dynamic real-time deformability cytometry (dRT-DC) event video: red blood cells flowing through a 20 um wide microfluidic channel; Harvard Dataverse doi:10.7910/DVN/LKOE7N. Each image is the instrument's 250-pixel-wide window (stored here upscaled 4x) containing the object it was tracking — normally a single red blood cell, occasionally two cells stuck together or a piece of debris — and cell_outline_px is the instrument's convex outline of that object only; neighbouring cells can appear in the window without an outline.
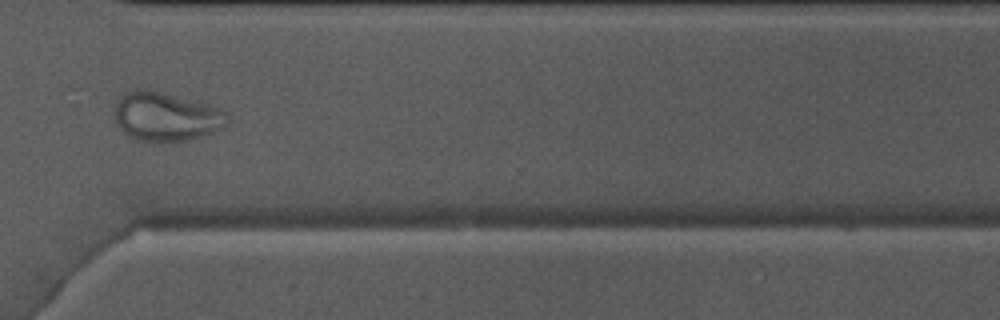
{"species": "Egyptian fruit bat (a non-hibernating species)", "species_latin": "Rousettus aegyptiacus", "temperature_condition": "warm", "stored_images_in_passage": 46, "camera_frame_rate_fps": 3000, "um_per_image_px": 0.085, "animal": {"sex": "male"}, "frame": {"image": 1, "passage_image": 33, "time_ms": 10.667, "image_size_px": [1000, 320], "cell_outline_px": [[228, 124], [224, 128], [188, 140], [160, 144], [136, 140], [128, 136], [116, 124], [116, 100], [124, 92], [136, 88], [152, 88], [208, 104], [220, 108], [228, 112]], "centroid_in_image_um": [14.11, 9.91], "position_along_channel_um": 356.5, "area_um2": 33.18}}